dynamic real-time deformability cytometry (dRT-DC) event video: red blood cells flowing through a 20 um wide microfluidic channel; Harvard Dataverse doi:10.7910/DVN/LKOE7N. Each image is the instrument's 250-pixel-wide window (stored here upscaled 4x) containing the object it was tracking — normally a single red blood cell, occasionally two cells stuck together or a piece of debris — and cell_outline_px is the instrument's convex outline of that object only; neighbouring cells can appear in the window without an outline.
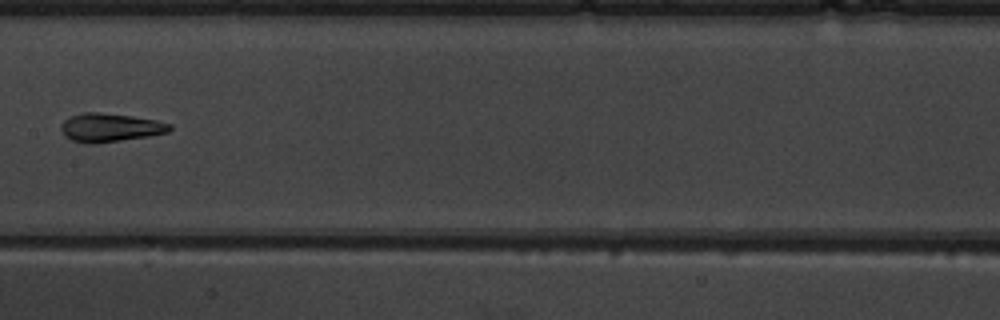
{"species": "common noctule bat (a hibernating species)", "species_latin": "Nyctalus noctula", "temperature_condition": "warm", "stored_images_in_passage": 9, "camera_frame_rate_fps": 3000, "um_per_image_px": 0.085, "animal": {"sex": "male", "body_mass_g": 19.5, "forearm_length_mm": 54.6}, "frame": {"image": 1, "passage_image": 8, "time_ms": 9.0, "image_size_px": [1000, 320], "cell_outline_px": [[172, 128], [168, 132], [148, 136], [92, 144], [88, 144], [72, 140], [64, 136], [60, 128], [60, 124], [64, 120], [72, 116], [84, 112], [100, 112], [132, 116], [156, 120], [172, 124]], "centroid_in_image_um": [9.34, 10.84], "position_along_channel_um": 198.1, "area_um2": 18.03}}
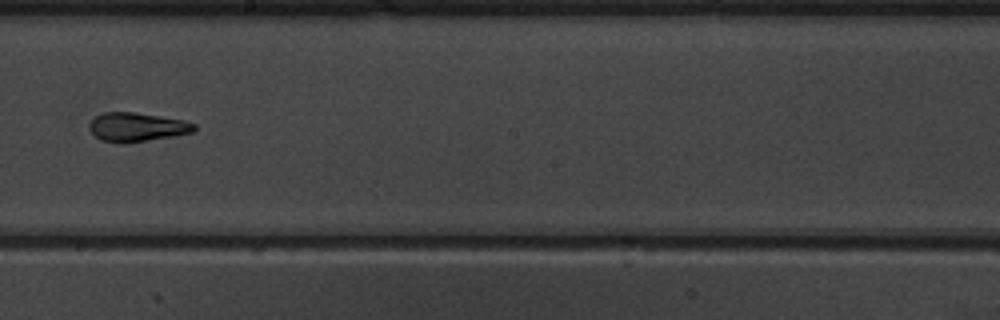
{"frame": {"image": 2, "passage_image": 9, "time_ms": 10.0, "image_size_px": [1000, 320], "cell_outline_px": [[196, 128], [192, 132], [172, 136], [144, 140], [100, 140], [88, 128], [88, 124], [96, 116], [104, 112], [132, 112], [184, 120], [196, 124]], "centroid_in_image_um": [11.65, 10.75], "position_along_channel_um": 236.6, "area_um2": 16.82}}